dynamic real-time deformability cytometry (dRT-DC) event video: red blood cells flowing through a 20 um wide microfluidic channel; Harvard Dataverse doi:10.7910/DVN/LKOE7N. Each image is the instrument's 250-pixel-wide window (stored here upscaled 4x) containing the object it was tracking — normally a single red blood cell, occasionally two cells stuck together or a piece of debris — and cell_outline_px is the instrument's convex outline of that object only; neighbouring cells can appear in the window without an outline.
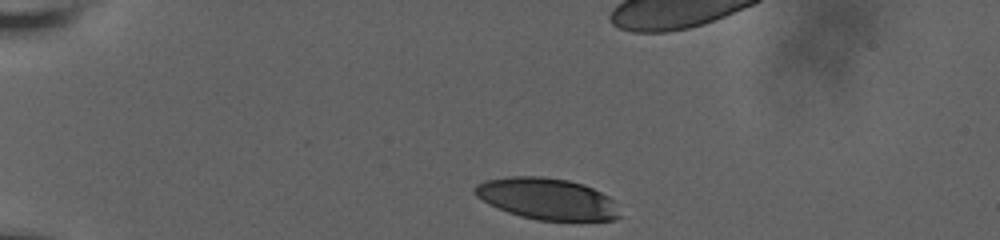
{"species": "human", "species_latin": "Homo sapiens", "temperature_condition": "room temperature", "stored_images_in_passage": 38, "camera_frame_rate_fps": 3000, "um_per_image_px": 0.085, "donor": {"sex": "male"}, "frame": {"image": 1, "passage_image": 1, "time_ms": 0.0, "image_size_px": [1000, 240], "cell_outline_px": [[624, 216], [616, 220], [536, 220], [520, 216], [508, 212], [488, 204], [476, 196], [472, 192], [472, 188], [476, 184], [484, 180], [512, 176], [540, 176], [568, 180], [584, 184], [616, 200]], "centroid_in_image_um": [46.53, 16.9], "position_along_channel_um": 38.5, "area_um2": 35.55}}
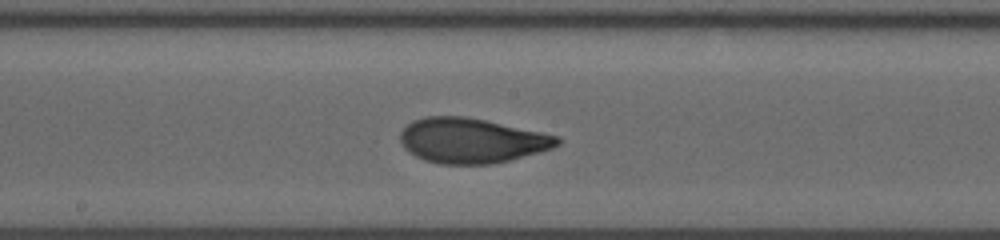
{"frame": {"image": 2, "passage_image": 20, "time_ms": 6.333, "image_size_px": [1000, 240], "cell_outline_px": [[560, 144], [552, 148], [508, 160], [492, 164], [440, 164], [424, 160], [408, 152], [404, 148], [400, 140], [400, 132], [412, 120], [428, 116], [464, 116], [484, 120], [560, 136]], "centroid_in_image_um": [40.05, 11.95], "position_along_channel_um": 208.2, "area_um2": 40.92}}
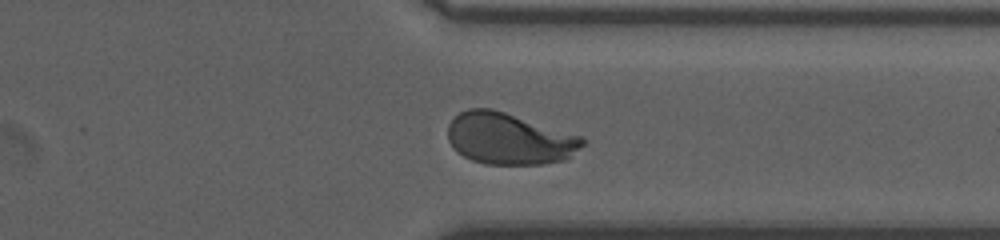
{"frame": {"image": 3, "passage_image": 33, "time_ms": 10.667, "image_size_px": [1000, 240], "cell_outline_px": [[584, 144], [564, 160], [540, 164], [488, 164], [472, 160], [464, 156], [448, 140], [448, 124], [460, 112], [468, 108], [492, 108], [580, 136], [584, 140]], "centroid_in_image_um": [43.25, 11.78], "position_along_channel_um": 368.1, "area_um2": 39.77}}